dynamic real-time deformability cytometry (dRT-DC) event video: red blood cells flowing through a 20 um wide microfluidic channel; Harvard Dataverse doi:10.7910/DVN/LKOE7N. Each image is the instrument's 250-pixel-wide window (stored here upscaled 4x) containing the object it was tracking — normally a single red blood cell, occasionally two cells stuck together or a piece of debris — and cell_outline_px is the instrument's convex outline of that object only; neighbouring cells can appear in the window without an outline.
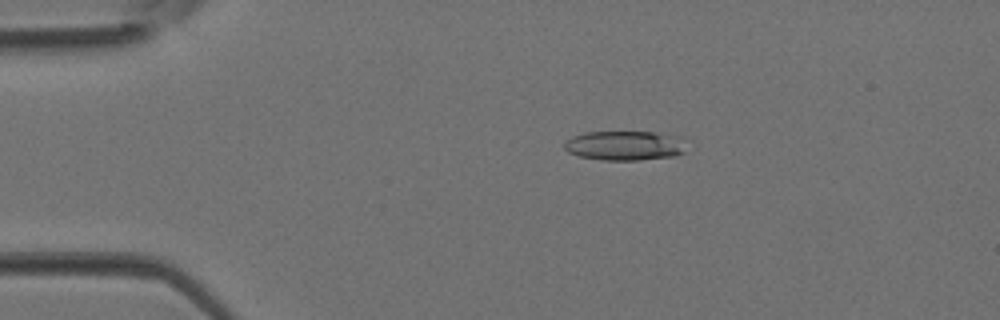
{"species": "Egyptian fruit bat (a non-hibernating species)", "species_latin": "Rousettus aegyptiacus", "temperature_condition": "room temperature", "stored_images_in_passage": 4, "camera_frame_rate_fps": 3000, "um_per_image_px": 0.085, "animal": {"sex": "female"}, "frame": {"image": 1, "passage_image": 3, "time_ms": 0.667, "image_size_px": [1000, 320], "cell_outline_px": [[684, 152], [676, 156], [640, 160], [604, 160], [580, 156], [568, 152], [564, 148], [564, 144], [572, 136], [584, 132], [652, 132], [684, 136]], "centroid_in_image_um": [53.15, 12.37], "position_along_channel_um": 31.9, "area_um2": 21.15}}